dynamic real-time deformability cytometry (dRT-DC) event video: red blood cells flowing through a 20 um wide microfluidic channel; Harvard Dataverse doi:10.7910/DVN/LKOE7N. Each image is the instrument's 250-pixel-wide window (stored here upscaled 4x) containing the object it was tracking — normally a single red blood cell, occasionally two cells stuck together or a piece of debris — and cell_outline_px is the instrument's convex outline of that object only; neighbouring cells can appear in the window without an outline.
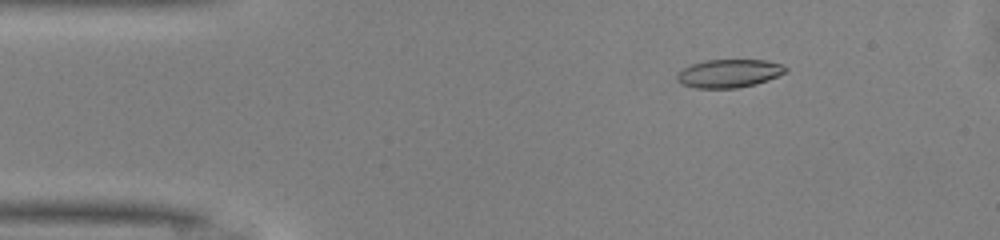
{"species": "common noctule bat (a hibernating species)", "species_latin": "Nyctalus noctula", "temperature_condition": "warm", "stored_images_in_passage": 39, "camera_frame_rate_fps": 3000, "um_per_image_px": 0.085, "animal": {"sex": "male", "body_mass_g": 13.0, "forearm_length_mm": 53.1}, "frame": {"image": 1, "passage_image": 7, "time_ms": 2.0, "image_size_px": [1000, 240], "cell_outline_px": [[788, 72], [768, 80], [756, 84], [736, 88], [696, 88], [680, 84], [676, 80], [676, 76], [684, 68], [692, 64], [704, 60], [764, 60], [780, 64], [788, 68]], "centroid_in_image_um": [61.97, 6.24], "position_along_channel_um": 23.0, "area_um2": 17.92}}
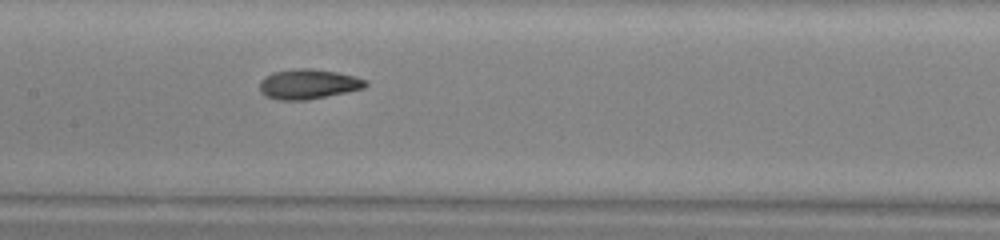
{"frame": {"image": 2, "passage_image": 23, "time_ms": 7.333, "image_size_px": [1000, 240], "cell_outline_px": [[368, 84], [364, 88], [304, 100], [280, 100], [264, 96], [260, 92], [260, 80], [264, 76], [272, 72], [292, 68], [312, 68], [336, 72], [356, 76], [368, 80]], "centroid_in_image_um": [26.17, 7.13], "position_along_channel_um": 181.2, "area_um2": 18.55}}
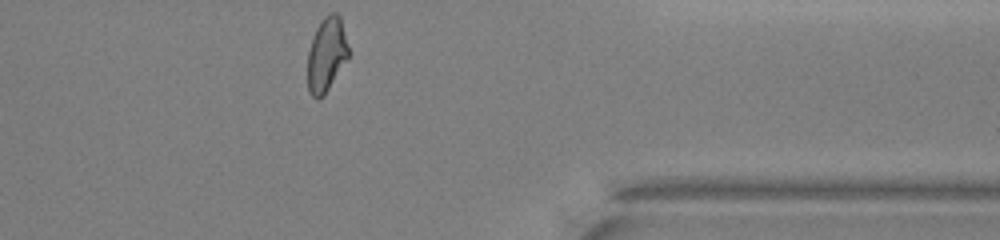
{"frame": {"image": 3, "passage_image": 39, "time_ms": 12.667, "image_size_px": [1000, 240], "cell_outline_px": [[348, 60], [324, 96], [316, 100], [308, 92], [308, 52], [312, 36], [320, 20], [328, 12], [336, 12], [340, 16], [348, 48]], "centroid_in_image_um": [27.74, 4.65], "position_along_channel_um": 383.7, "area_um2": 17.98}, "authors_computed_cell_mechanics": {"area_um2": 18.0336, "velocity_mm_per_s": 4.1741, "shape_relaxation_time_tau1_ms": 5.6388, "shape_relaxation_time_tau2_ms": 1.7717, "deformation_change_tau1": 0.1878, "deformation_change_tau2": 0.0799}}